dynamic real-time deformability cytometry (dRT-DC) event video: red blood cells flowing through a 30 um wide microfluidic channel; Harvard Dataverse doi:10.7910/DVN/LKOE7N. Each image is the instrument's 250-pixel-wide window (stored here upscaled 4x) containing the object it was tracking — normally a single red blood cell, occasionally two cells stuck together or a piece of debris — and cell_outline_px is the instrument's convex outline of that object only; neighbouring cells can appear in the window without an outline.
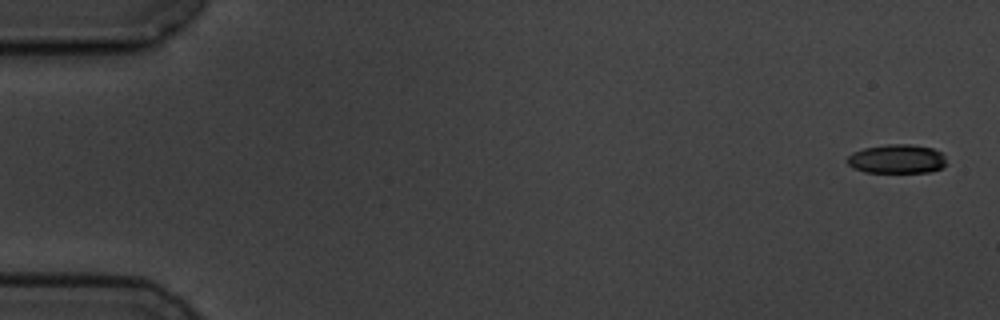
{"species": "common noctule bat (a hibernating species)", "species_latin": "Nyctalus noctula", "temperature_condition": "cold", "stored_images_in_passage": 10, "camera_frame_rate_fps": 3000, "um_per_image_px": 0.085, "animal": {"sex": "male", "body_mass_g": 19.5, "forearm_length_mm": 54.6}, "frame": {"image": 1, "passage_image": 1, "time_ms": 0.0, "image_size_px": [1000, 320], "cell_outline_px": [[948, 164], [944, 168], [932, 172], [864, 172], [852, 168], [844, 160], [852, 152], [864, 148], [888, 144], [912, 144], [932, 148], [940, 152], [944, 156]], "centroid_in_image_um": [76.24, 13.52], "position_along_channel_um": 8.8, "area_um2": 17.11}}
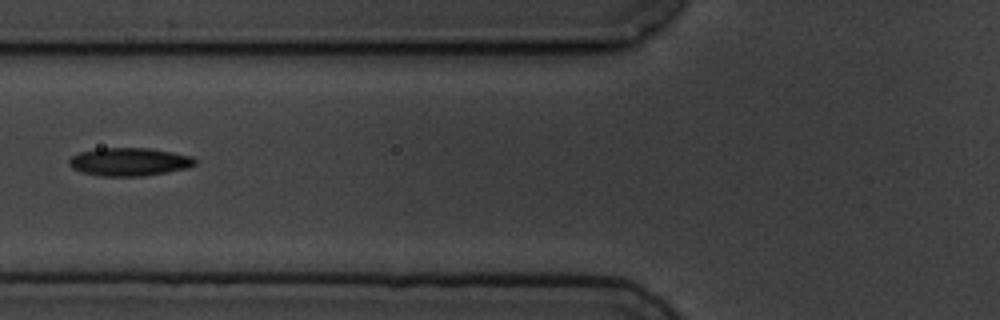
{"frame": {"image": 2, "passage_image": 7, "time_ms": 7.0, "image_size_px": [1000, 320], "cell_outline_px": [[196, 164], [188, 168], [168, 172], [144, 176], [100, 176], [80, 172], [72, 168], [68, 164], [68, 160], [72, 156], [80, 152], [96, 148], [148, 148], [172, 152], [192, 156], [196, 160]], "centroid_in_image_um": [10.98, 13.76], "position_along_channel_um": 114.8, "area_um2": 20.81}}
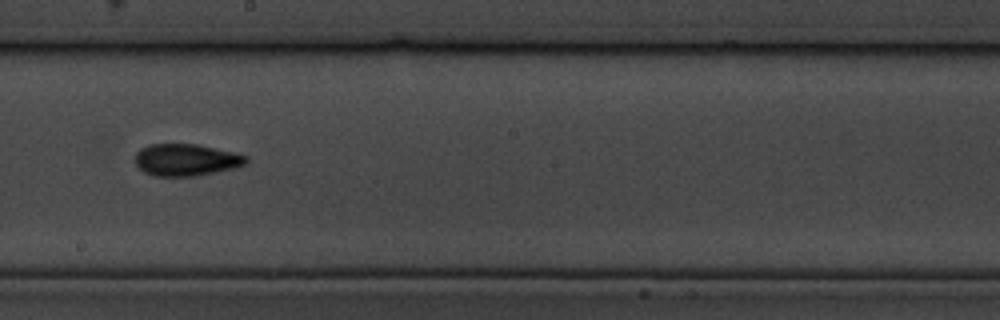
{"frame": {"image": 3, "passage_image": 10, "time_ms": 10.333, "image_size_px": [1000, 320], "cell_outline_px": [[248, 164], [216, 172], [196, 176], [152, 176], [144, 172], [136, 164], [136, 152], [140, 148], [152, 144], [196, 144], [232, 152], [248, 156]], "centroid_in_image_um": [15.82, 13.59], "position_along_channel_um": 232.4, "area_um2": 20.63}}